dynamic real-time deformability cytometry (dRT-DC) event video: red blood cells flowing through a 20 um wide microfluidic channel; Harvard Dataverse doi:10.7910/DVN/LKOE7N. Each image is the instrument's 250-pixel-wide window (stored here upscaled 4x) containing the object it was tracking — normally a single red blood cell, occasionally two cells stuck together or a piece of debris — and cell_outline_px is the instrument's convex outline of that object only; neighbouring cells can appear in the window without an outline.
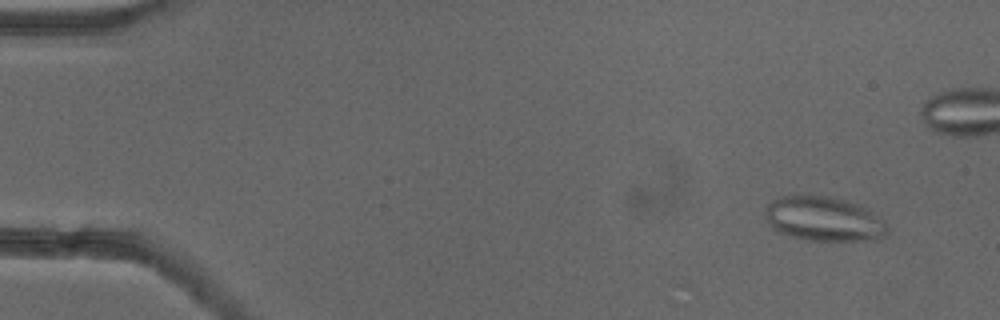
{"species": "common noctule bat (a hibernating species)", "species_latin": "Nyctalus noctula", "temperature_condition": "cold", "stored_images_in_passage": 16, "camera_frame_rate_fps": 3000, "um_per_image_px": 0.085, "animal": {"sex": "female"}, "frame": {"image": 1, "passage_image": 5, "time_ms": 1.333, "image_size_px": [1000, 320], "cell_outline_px": [[888, 232], [884, 236], [872, 240], [808, 240], [776, 232], [772, 228], [768, 220], [764, 208], [772, 200], [780, 196], [828, 196], [860, 204], [868, 208], [888, 224]], "centroid_in_image_um": [70.04, 18.61], "position_along_channel_um": 15.0, "area_um2": 31.67}}